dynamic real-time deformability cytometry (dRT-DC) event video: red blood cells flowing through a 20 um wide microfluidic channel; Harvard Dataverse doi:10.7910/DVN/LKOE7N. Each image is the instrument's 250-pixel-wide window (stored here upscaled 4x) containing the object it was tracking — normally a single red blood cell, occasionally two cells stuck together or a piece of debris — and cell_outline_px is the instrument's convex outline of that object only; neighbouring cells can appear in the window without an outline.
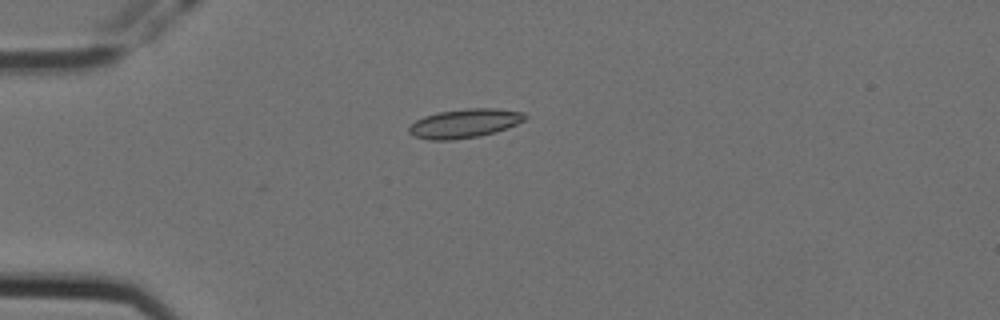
{"species": "Egyptian fruit bat (a non-hibernating species)", "species_latin": "Rousettus aegyptiacus", "temperature_condition": "cold", "stored_images_in_passage": 7, "camera_frame_rate_fps": 3000, "um_per_image_px": 0.085, "animal": {"sex": "female"}, "frame": {"image": 1, "passage_image": 5, "time_ms": 1.333, "image_size_px": [1000, 320], "cell_outline_px": [[528, 116], [524, 120], [516, 124], [496, 132], [480, 136], [452, 140], [428, 140], [412, 136], [408, 132], [408, 128], [416, 120], [424, 116], [440, 112], [468, 108], [496, 108], [524, 112]], "centroid_in_image_um": [39.48, 10.49], "position_along_channel_um": 45.5, "area_um2": 19.65}}
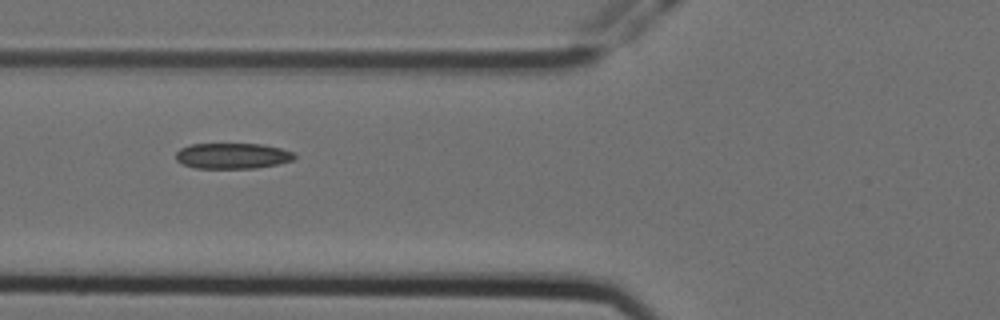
{"frame": {"image": 2, "passage_image": 7, "time_ms": 2.0, "image_size_px": [1000, 320], "cell_outline_px": [[296, 156], [292, 160], [276, 164], [256, 168], [196, 168], [184, 164], [176, 160], [176, 152], [180, 148], [192, 144], [264, 144], [296, 152]], "centroid_in_image_um": [19.78, 13.24], "position_along_channel_um": 106.0, "area_um2": 17.74}}